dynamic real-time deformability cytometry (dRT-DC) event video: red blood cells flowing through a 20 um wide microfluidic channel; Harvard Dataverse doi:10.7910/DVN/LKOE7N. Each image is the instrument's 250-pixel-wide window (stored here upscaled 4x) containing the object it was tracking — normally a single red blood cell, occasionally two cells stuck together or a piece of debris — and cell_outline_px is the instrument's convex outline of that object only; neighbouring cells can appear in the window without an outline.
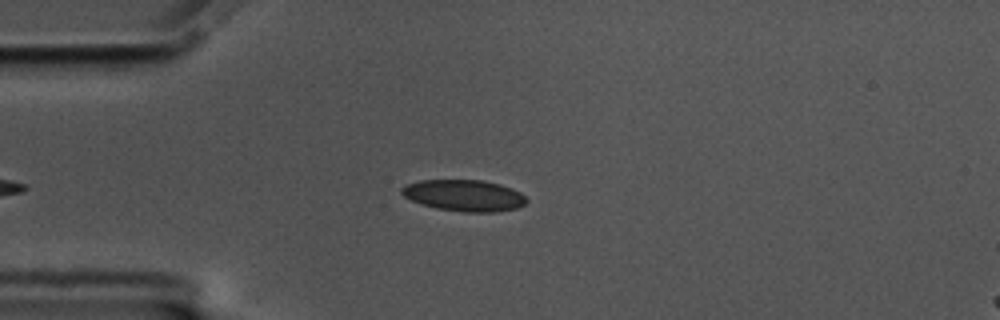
{"species": "common noctule bat (a hibernating species)", "species_latin": "Nyctalus noctula", "temperature_condition": "cold", "stored_images_in_passage": 46, "camera_frame_rate_fps": 3000, "um_per_image_px": 0.085, "animal": {"sex": "male", "body_mass_g": 17.5, "forearm_length_mm": 52.3}, "frame": {"image": 1, "passage_image": 8, "time_ms": 2.333, "image_size_px": [1000, 320], "cell_outline_px": [[528, 200], [524, 204], [516, 208], [492, 212], [464, 212], [436, 208], [420, 204], [404, 196], [400, 192], [400, 188], [404, 184], [420, 180], [484, 180], [500, 184], [512, 188], [520, 192]], "centroid_in_image_um": [39.42, 16.6], "position_along_channel_um": 45.6, "area_um2": 22.95}}
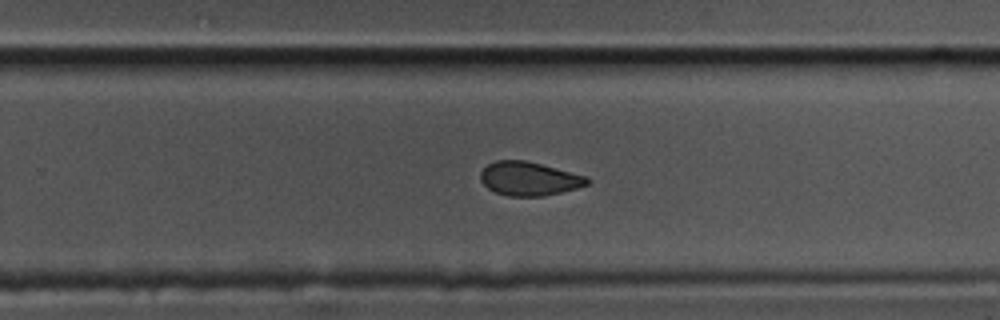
{"frame": {"image": 2, "passage_image": 30, "time_ms": 9.667, "image_size_px": [1000, 320], "cell_outline_px": [[592, 180], [588, 184], [576, 188], [544, 196], [508, 196], [496, 192], [488, 188], [480, 180], [480, 172], [488, 164], [496, 160], [524, 160], [588, 176]], "centroid_in_image_um": [44.98, 15.19], "position_along_channel_um": 284.8, "area_um2": 20.92}}
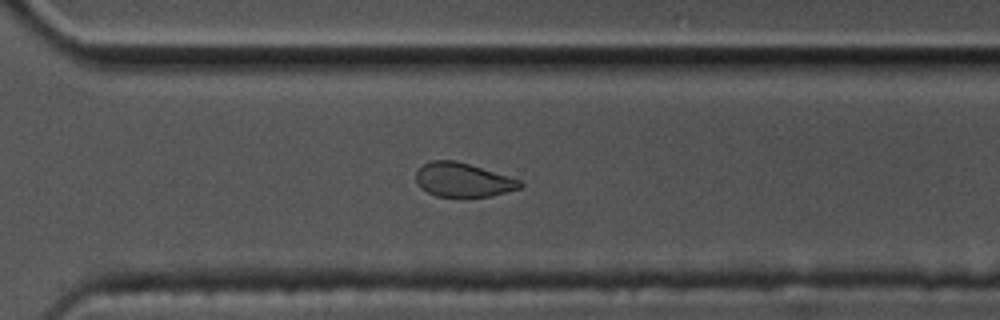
{"frame": {"image": 3, "passage_image": 34, "time_ms": 11.0, "image_size_px": [1000, 320], "cell_outline_px": [[524, 184], [520, 188], [492, 196], [436, 196], [420, 188], [416, 184], [416, 172], [424, 164], [432, 160], [456, 160], [508, 176], [520, 180]], "centroid_in_image_um": [39.33, 15.29], "position_along_channel_um": 331.3, "area_um2": 20.46}, "authors_computed_cell_mechanics": {"area_um2": 22.4264, "velocity_mm_per_s": 3.4824, "shape_relaxation_time_tau1_ms": 6.9489, "shape_relaxation_time_tau2_ms": 3.891, "deformation_change_tau1": 0.1075, "deformation_change_tau2": 0.0823}}